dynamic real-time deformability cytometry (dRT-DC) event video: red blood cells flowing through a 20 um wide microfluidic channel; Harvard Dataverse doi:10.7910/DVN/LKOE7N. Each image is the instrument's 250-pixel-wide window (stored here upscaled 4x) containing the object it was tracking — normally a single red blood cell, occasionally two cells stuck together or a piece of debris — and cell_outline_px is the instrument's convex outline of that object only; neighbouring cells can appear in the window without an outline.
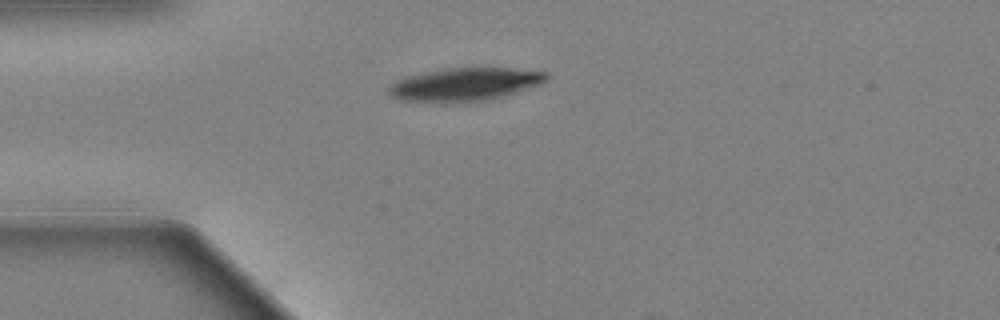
{"species": "Egyptian fruit bat (a non-hibernating species)", "species_latin": "Rousettus aegyptiacus", "temperature_condition": "warm", "stored_images_in_passage": 40, "camera_frame_rate_fps": 3000, "um_per_image_px": 0.085, "animal": {"sex": "female"}, "frame": {"image": 1, "passage_image": 1, "time_ms": 0.0, "image_size_px": [1000, 320], "cell_outline_px": [[548, 80], [540, 84], [500, 96], [484, 100], [400, 100], [392, 96], [388, 92], [388, 88], [396, 80], [408, 76], [448, 68], [508, 68], [548, 72]], "centroid_in_image_um": [39.54, 7.13], "position_along_channel_um": 45.5, "area_um2": 29.02}}
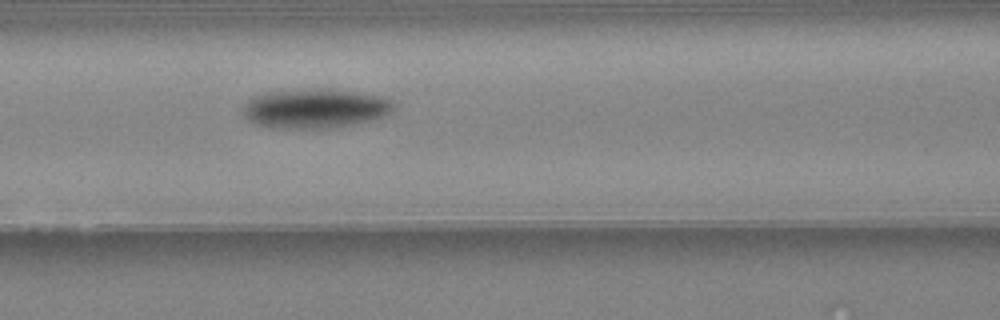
{"frame": {"image": 2, "passage_image": 11, "time_ms": 3.333, "image_size_px": [1000, 320], "cell_outline_px": [[392, 108], [388, 112], [380, 116], [368, 120], [336, 128], [272, 128], [256, 124], [248, 120], [244, 116], [244, 104], [252, 96], [268, 92], [312, 88], [328, 88], [360, 92], [380, 96], [392, 100]], "centroid_in_image_um": [26.72, 9.2], "position_along_channel_um": 139.9, "area_um2": 34.56}}
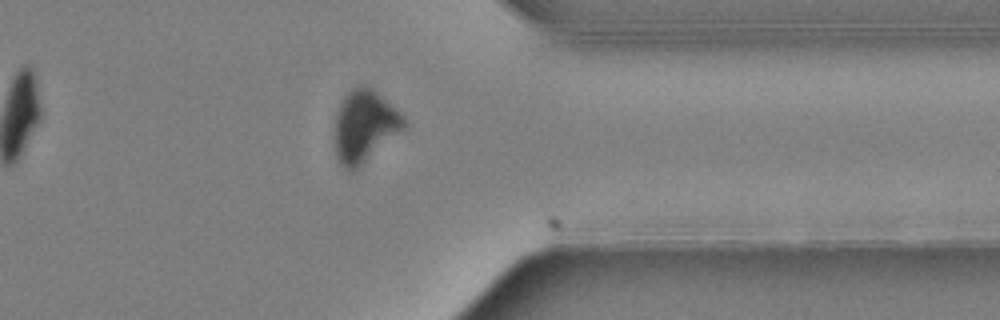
{"frame": {"image": 3, "passage_image": 33, "time_ms": 10.667, "image_size_px": [1000, 320], "cell_outline_px": [[404, 128], [352, 172], [344, 168], [340, 164], [336, 156], [336, 112], [344, 96], [356, 84], [368, 84], [392, 104], [400, 112], [404, 120]], "centroid_in_image_um": [30.97, 10.66], "position_along_channel_um": 380.4, "area_um2": 28.61}}